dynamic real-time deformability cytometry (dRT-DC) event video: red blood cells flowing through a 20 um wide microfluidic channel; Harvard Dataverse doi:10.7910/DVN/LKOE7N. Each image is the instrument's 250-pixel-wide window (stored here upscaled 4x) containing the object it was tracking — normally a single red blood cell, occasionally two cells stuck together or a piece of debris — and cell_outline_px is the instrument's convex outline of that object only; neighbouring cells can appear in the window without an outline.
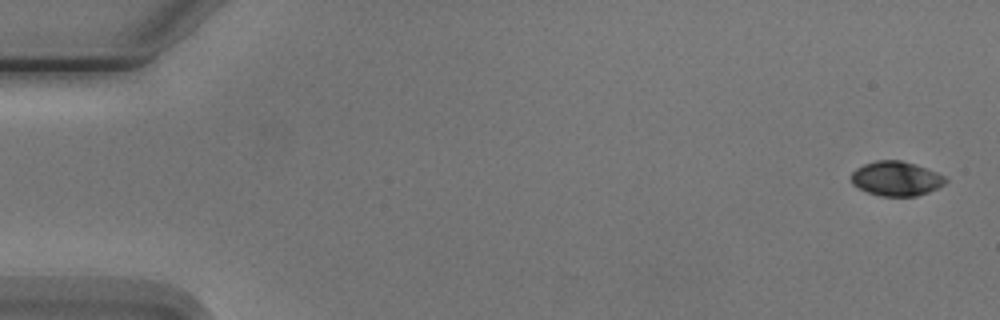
{"species": "Egyptian fruit bat (a non-hibernating species)", "species_latin": "Rousettus aegyptiacus", "temperature_condition": "cold", "stored_images_in_passage": 6, "camera_frame_rate_fps": 3000, "um_per_image_px": 0.085, "animal": {"sex": "male"}, "frame": {"image": 1, "passage_image": 1, "time_ms": 0.0, "image_size_px": [1000, 320], "cell_outline_px": [[948, 180], [944, 184], [928, 192], [916, 196], [880, 196], [868, 192], [852, 184], [852, 172], [856, 168], [864, 164], [876, 160], [900, 160], [916, 164], [936, 172], [944, 176]], "centroid_in_image_um": [76.17, 15.17], "position_along_channel_um": 8.8, "area_um2": 18.84}}
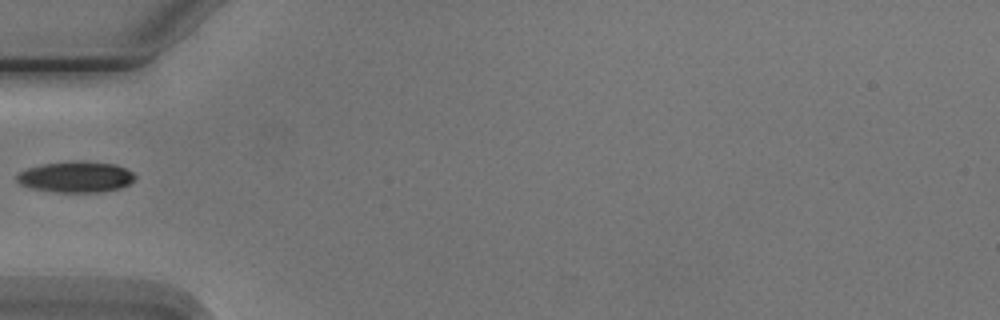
{"frame": {"image": 2, "passage_image": 5, "time_ms": 5.667, "image_size_px": [1000, 320], "cell_outline_px": [[136, 176], [128, 184], [120, 188], [100, 192], [56, 192], [32, 188], [20, 184], [16, 180], [16, 176], [20, 172], [28, 168], [44, 164], [72, 160], [76, 160], [116, 164], [132, 172]], "centroid_in_image_um": [6.44, 15.03], "position_along_channel_um": 78.6, "area_um2": 21.27}}
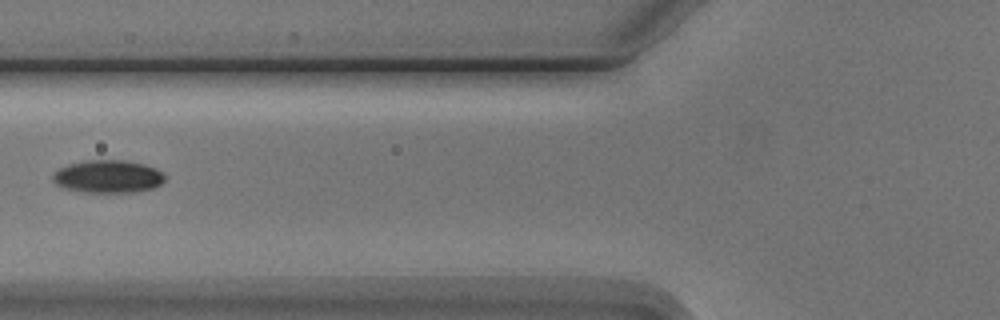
{"frame": {"image": 3, "passage_image": 6, "time_ms": 6.667, "image_size_px": [1000, 320], "cell_outline_px": [[164, 180], [156, 188], [136, 192], [84, 192], [64, 188], [56, 184], [52, 180], [52, 176], [60, 168], [68, 164], [84, 160], [124, 160], [144, 164], [156, 168], [164, 176]], "centroid_in_image_um": [9.18, 15.0], "position_along_channel_um": 116.6, "area_um2": 21.44}}